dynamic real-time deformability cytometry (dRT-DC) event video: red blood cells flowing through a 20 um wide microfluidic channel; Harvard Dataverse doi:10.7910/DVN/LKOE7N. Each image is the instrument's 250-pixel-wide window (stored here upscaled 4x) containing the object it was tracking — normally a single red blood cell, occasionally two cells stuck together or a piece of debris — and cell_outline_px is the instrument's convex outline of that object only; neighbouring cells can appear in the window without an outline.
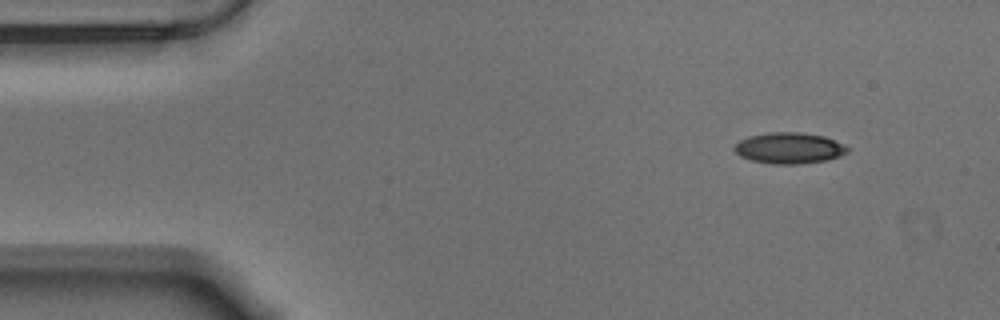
{"species": "Egyptian fruit bat (a non-hibernating species)", "species_latin": "Rousettus aegyptiacus", "temperature_condition": "warm", "stored_images_in_passage": 53, "segment_of_instrument_passage": [1, 2], "camera_frame_rate_fps": 3000, "um_per_image_px": 0.085, "animal": {"sex": "male"}, "frame": {"image": 1, "passage_image": 1, "time_ms": 0.0, "image_size_px": [1000, 320], "cell_outline_px": [[848, 152], [840, 156], [828, 160], [800, 164], [772, 164], [752, 160], [740, 156], [732, 148], [740, 140], [748, 136], [768, 132], [800, 132], [824, 136], [844, 144], [848, 148]], "centroid_in_image_um": [67.08, 12.58], "position_along_channel_um": 17.9, "area_um2": 20.58}}
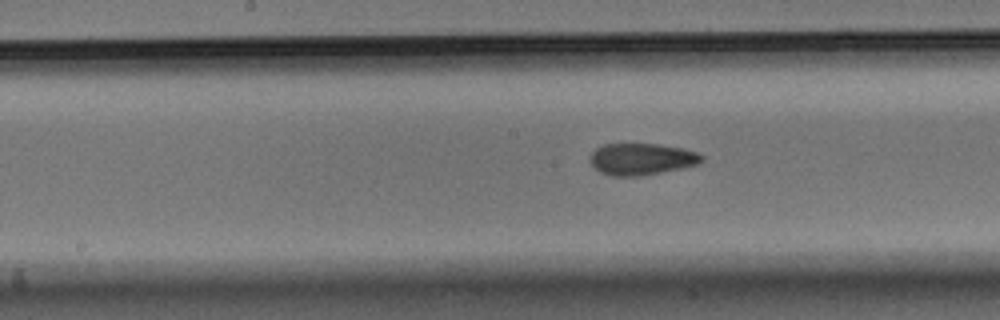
{"frame": {"image": 2, "passage_image": 23, "time_ms": 7.333, "image_size_px": [1000, 320], "cell_outline_px": [[704, 160], [696, 164], [680, 168], [640, 176], [612, 176], [600, 172], [592, 164], [592, 152], [596, 148], [604, 144], [660, 144], [680, 148], [696, 152], [704, 156]], "centroid_in_image_um": [54.54, 13.52], "position_along_channel_um": 193.7, "area_um2": 20.29}}
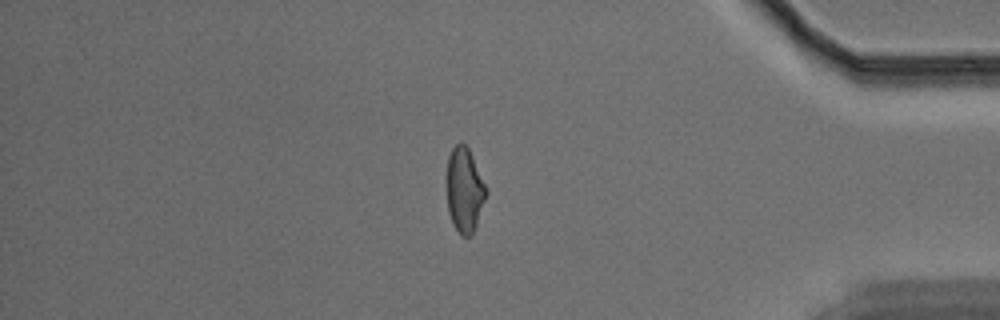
{"frame": {"image": 3, "passage_image": 43, "time_ms": 14.0, "image_size_px": [1000, 320], "cell_outline_px": [[488, 192], [476, 224], [472, 232], [468, 236], [460, 236], [452, 224], [448, 212], [448, 156], [452, 148], [460, 140], [468, 148], [488, 188]], "centroid_in_image_um": [39.5, 16.14], "position_along_channel_um": 395.7, "area_um2": 19.31}}